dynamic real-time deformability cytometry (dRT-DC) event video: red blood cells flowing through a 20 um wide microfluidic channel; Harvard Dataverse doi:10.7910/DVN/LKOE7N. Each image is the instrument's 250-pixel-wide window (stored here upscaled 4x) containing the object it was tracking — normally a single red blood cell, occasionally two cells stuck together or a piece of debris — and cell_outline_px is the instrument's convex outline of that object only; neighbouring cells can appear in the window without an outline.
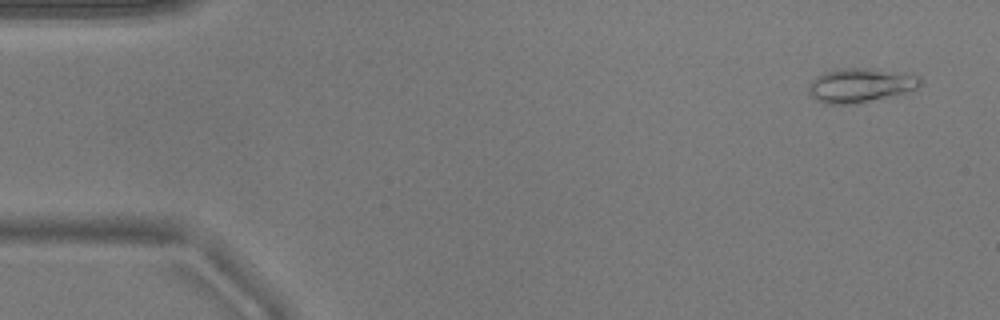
{"species": "common noctule bat (a hibernating species)", "species_latin": "Nyctalus noctula", "temperature_condition": "warm", "stored_images_in_passage": 52, "camera_frame_rate_fps": 3000, "um_per_image_px": 0.085, "animal": {"sex": "male", "body_mass_g": 17.9}, "frame": {"image": 1, "passage_image": 3, "time_ms": 0.667, "image_size_px": [1000, 320], "cell_outline_px": [[920, 84], [916, 88], [896, 96], [856, 104], [824, 104], [816, 100], [808, 92], [808, 84], [816, 76], [824, 72], [844, 68], [872, 68], [904, 72], [920, 76]], "centroid_in_image_um": [73.14, 7.25], "position_along_channel_um": 11.9, "area_um2": 22.66}}
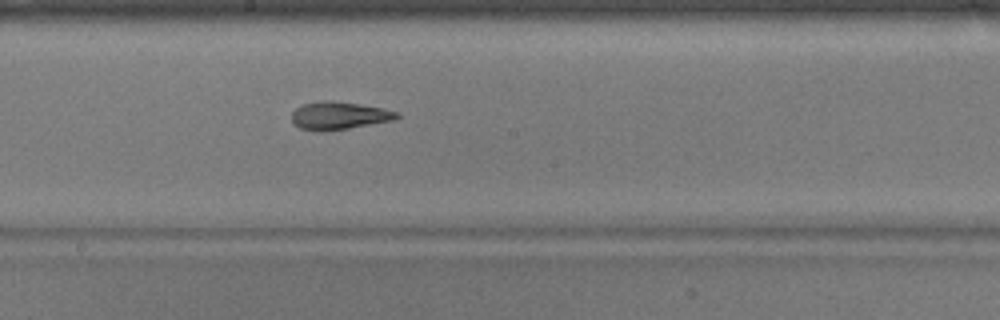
{"frame": {"image": 2, "passage_image": 28, "time_ms": 9.0, "image_size_px": [1000, 320], "cell_outline_px": [[400, 116], [392, 120], [348, 128], [300, 128], [292, 124], [292, 112], [300, 104], [320, 100], [332, 100], [360, 104], [384, 108], [396, 112]], "centroid_in_image_um": [28.8, 9.76], "position_along_channel_um": 219.4, "area_um2": 16.42}}
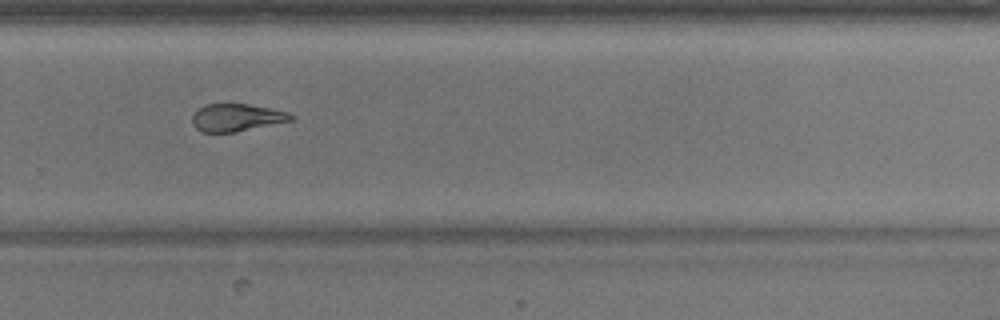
{"frame": {"image": 3, "passage_image": 35, "time_ms": 11.333, "image_size_px": [1000, 320], "cell_outline_px": [[296, 116], [292, 120], [232, 132], [200, 132], [192, 124], [192, 116], [200, 108], [208, 104], [248, 104], [288, 112]], "centroid_in_image_um": [20.09, 9.99], "position_along_channel_um": 309.7, "area_um2": 15.49}, "authors_computed_cell_mechanics": {"area_um2": 18.3226, "velocity_mm_per_s": 3.8876, "shape_relaxation_time_tau1_ms": 4.5886, "shape_relaxation_time_tau2_ms": 4.6661, "deformation_change_tau1": 0.1524, "deformation_change_tau2": 0.1346}}